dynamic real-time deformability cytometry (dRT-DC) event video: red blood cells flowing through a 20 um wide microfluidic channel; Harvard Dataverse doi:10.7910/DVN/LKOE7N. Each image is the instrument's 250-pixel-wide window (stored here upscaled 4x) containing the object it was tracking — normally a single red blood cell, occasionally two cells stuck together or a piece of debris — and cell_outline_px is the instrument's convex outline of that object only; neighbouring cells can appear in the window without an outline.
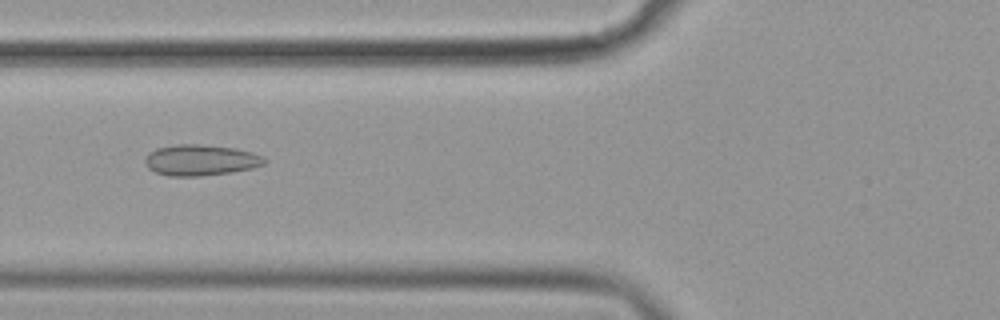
{"species": "common noctule bat (a hibernating species)", "species_latin": "Nyctalus noctula", "temperature_condition": "cold", "stored_images_in_passage": 42, "camera_frame_rate_fps": 3000, "um_per_image_px": 0.085, "animal": {"sex": "female", "body_mass_g": 19.9}, "frame": {"image": 1, "passage_image": 8, "time_ms": 2.333, "image_size_px": [1000, 320], "cell_outline_px": [[268, 160], [264, 164], [252, 168], [232, 172], [200, 176], [168, 176], [156, 172], [148, 168], [144, 160], [148, 152], [156, 148], [176, 144], [200, 144], [236, 148], [252, 152], [264, 156]], "centroid_in_image_um": [17.06, 13.6], "position_along_channel_um": 108.7, "area_um2": 21.73}}
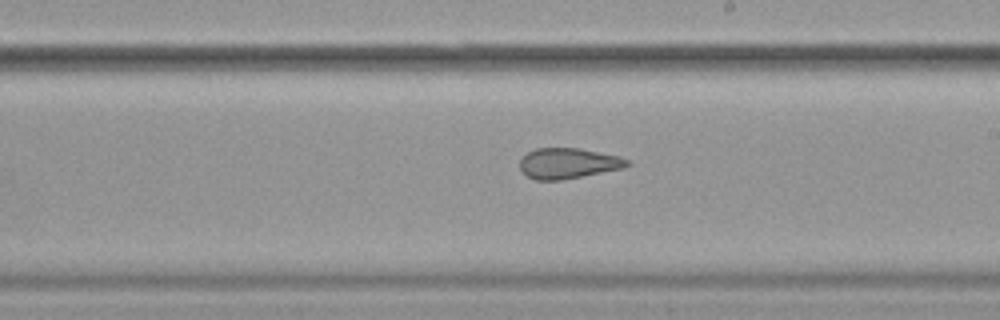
{"frame": {"image": 2, "passage_image": 19, "time_ms": 6.0, "image_size_px": [1000, 320], "cell_outline_px": [[632, 164], [624, 168], [564, 180], [536, 180], [528, 176], [520, 168], [520, 160], [528, 152], [536, 148], [580, 148], [620, 156], [628, 160]], "centroid_in_image_um": [48.33, 13.88], "position_along_channel_um": 240.7, "area_um2": 19.19}}
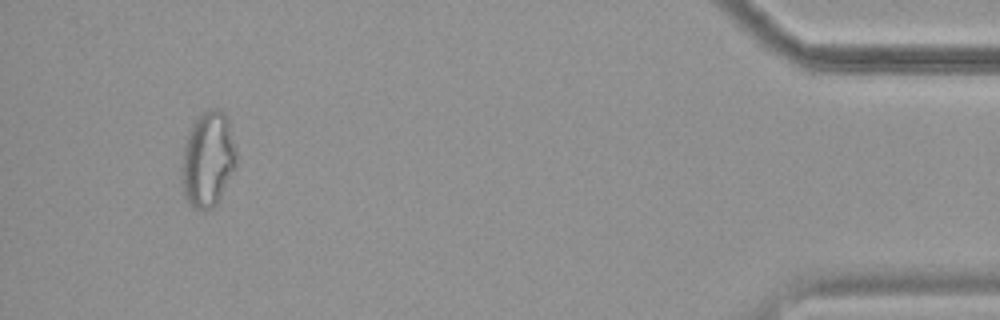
{"frame": {"image": 3, "passage_image": 39, "time_ms": 12.667, "image_size_px": [1000, 320], "cell_outline_px": [[236, 168], [216, 204], [212, 208], [196, 208], [188, 204], [184, 196], [184, 148], [188, 132], [192, 124], [200, 112], [212, 108], [216, 108], [224, 112], [228, 116], [236, 152]], "centroid_in_image_um": [17.72, 13.48], "position_along_channel_um": 417.5, "area_um2": 29.94}, "authors_computed_cell_mechanics": {"area_um2": 21.675, "velocity_mm_per_s": 3.6075, "shape_relaxation_time_tau1_ms": null, "shape_relaxation_time_tau2_ms": 2.319, "deformation_change_tau1": null, "deformation_change_tau2": 0.0832}}